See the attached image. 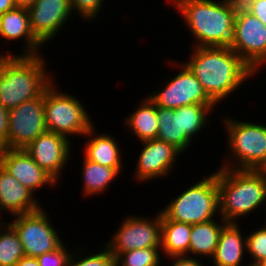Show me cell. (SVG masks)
Masks as SVG:
<instances>
[{
	"label": "cell",
	"instance_id": "1",
	"mask_svg": "<svg viewBox=\"0 0 266 266\" xmlns=\"http://www.w3.org/2000/svg\"><path fill=\"white\" fill-rule=\"evenodd\" d=\"M184 62L201 83L207 95L217 104L234 94L254 70L230 47H193Z\"/></svg>",
	"mask_w": 266,
	"mask_h": 266
},
{
	"label": "cell",
	"instance_id": "2",
	"mask_svg": "<svg viewBox=\"0 0 266 266\" xmlns=\"http://www.w3.org/2000/svg\"><path fill=\"white\" fill-rule=\"evenodd\" d=\"M45 64L42 54H6L0 62V104L11 110L39 97L54 81Z\"/></svg>",
	"mask_w": 266,
	"mask_h": 266
},
{
	"label": "cell",
	"instance_id": "3",
	"mask_svg": "<svg viewBox=\"0 0 266 266\" xmlns=\"http://www.w3.org/2000/svg\"><path fill=\"white\" fill-rule=\"evenodd\" d=\"M167 2H171V6L181 14L196 40L194 47L230 46L235 18L225 0H167Z\"/></svg>",
	"mask_w": 266,
	"mask_h": 266
},
{
	"label": "cell",
	"instance_id": "4",
	"mask_svg": "<svg viewBox=\"0 0 266 266\" xmlns=\"http://www.w3.org/2000/svg\"><path fill=\"white\" fill-rule=\"evenodd\" d=\"M217 185L220 218L227 223H236L266 204V181L257 170L219 168Z\"/></svg>",
	"mask_w": 266,
	"mask_h": 266
},
{
	"label": "cell",
	"instance_id": "5",
	"mask_svg": "<svg viewBox=\"0 0 266 266\" xmlns=\"http://www.w3.org/2000/svg\"><path fill=\"white\" fill-rule=\"evenodd\" d=\"M222 123L231 150L220 168L256 170L266 160V125L230 117Z\"/></svg>",
	"mask_w": 266,
	"mask_h": 266
},
{
	"label": "cell",
	"instance_id": "6",
	"mask_svg": "<svg viewBox=\"0 0 266 266\" xmlns=\"http://www.w3.org/2000/svg\"><path fill=\"white\" fill-rule=\"evenodd\" d=\"M160 212L169 220L198 224L211 221L219 213L217 171L191 185L170 200Z\"/></svg>",
	"mask_w": 266,
	"mask_h": 266
},
{
	"label": "cell",
	"instance_id": "7",
	"mask_svg": "<svg viewBox=\"0 0 266 266\" xmlns=\"http://www.w3.org/2000/svg\"><path fill=\"white\" fill-rule=\"evenodd\" d=\"M55 80L44 91V111L47 131L68 135L84 136L93 126L86 107L72 94L55 88Z\"/></svg>",
	"mask_w": 266,
	"mask_h": 266
},
{
	"label": "cell",
	"instance_id": "8",
	"mask_svg": "<svg viewBox=\"0 0 266 266\" xmlns=\"http://www.w3.org/2000/svg\"><path fill=\"white\" fill-rule=\"evenodd\" d=\"M13 216L9 223L18 234L25 256L38 257L59 248L64 242L42 210ZM16 218V219H15Z\"/></svg>",
	"mask_w": 266,
	"mask_h": 266
},
{
	"label": "cell",
	"instance_id": "9",
	"mask_svg": "<svg viewBox=\"0 0 266 266\" xmlns=\"http://www.w3.org/2000/svg\"><path fill=\"white\" fill-rule=\"evenodd\" d=\"M180 71L175 74L168 83L163 85L162 89L147 97L155 104L156 107L169 109H178L182 106L191 104L200 105H217L204 91L197 77L185 63H178ZM178 64V65H177Z\"/></svg>",
	"mask_w": 266,
	"mask_h": 266
},
{
	"label": "cell",
	"instance_id": "10",
	"mask_svg": "<svg viewBox=\"0 0 266 266\" xmlns=\"http://www.w3.org/2000/svg\"><path fill=\"white\" fill-rule=\"evenodd\" d=\"M125 218L111 240L104 243L115 257L130 250L161 247L160 211L150 220L140 215Z\"/></svg>",
	"mask_w": 266,
	"mask_h": 266
},
{
	"label": "cell",
	"instance_id": "11",
	"mask_svg": "<svg viewBox=\"0 0 266 266\" xmlns=\"http://www.w3.org/2000/svg\"><path fill=\"white\" fill-rule=\"evenodd\" d=\"M46 132L43 92L39 97L9 110V134L1 149H25Z\"/></svg>",
	"mask_w": 266,
	"mask_h": 266
},
{
	"label": "cell",
	"instance_id": "12",
	"mask_svg": "<svg viewBox=\"0 0 266 266\" xmlns=\"http://www.w3.org/2000/svg\"><path fill=\"white\" fill-rule=\"evenodd\" d=\"M229 47L258 74L266 65L265 24L251 13L235 18Z\"/></svg>",
	"mask_w": 266,
	"mask_h": 266
},
{
	"label": "cell",
	"instance_id": "13",
	"mask_svg": "<svg viewBox=\"0 0 266 266\" xmlns=\"http://www.w3.org/2000/svg\"><path fill=\"white\" fill-rule=\"evenodd\" d=\"M66 136L47 131L39 135L24 150L57 183L63 168L68 164L72 150Z\"/></svg>",
	"mask_w": 266,
	"mask_h": 266
},
{
	"label": "cell",
	"instance_id": "14",
	"mask_svg": "<svg viewBox=\"0 0 266 266\" xmlns=\"http://www.w3.org/2000/svg\"><path fill=\"white\" fill-rule=\"evenodd\" d=\"M142 150L135 168L136 181H151L158 177H166L172 171L178 155L182 153L172 144L158 139L142 141ZM138 179V180H137Z\"/></svg>",
	"mask_w": 266,
	"mask_h": 266
},
{
	"label": "cell",
	"instance_id": "15",
	"mask_svg": "<svg viewBox=\"0 0 266 266\" xmlns=\"http://www.w3.org/2000/svg\"><path fill=\"white\" fill-rule=\"evenodd\" d=\"M27 10L32 31L44 45L59 34L73 14L70 0H37Z\"/></svg>",
	"mask_w": 266,
	"mask_h": 266
},
{
	"label": "cell",
	"instance_id": "16",
	"mask_svg": "<svg viewBox=\"0 0 266 266\" xmlns=\"http://www.w3.org/2000/svg\"><path fill=\"white\" fill-rule=\"evenodd\" d=\"M0 165L34 195L39 188L58 184L24 149H0Z\"/></svg>",
	"mask_w": 266,
	"mask_h": 266
},
{
	"label": "cell",
	"instance_id": "17",
	"mask_svg": "<svg viewBox=\"0 0 266 266\" xmlns=\"http://www.w3.org/2000/svg\"><path fill=\"white\" fill-rule=\"evenodd\" d=\"M40 202L34 194L0 165V212L11 216L38 211Z\"/></svg>",
	"mask_w": 266,
	"mask_h": 266
},
{
	"label": "cell",
	"instance_id": "18",
	"mask_svg": "<svg viewBox=\"0 0 266 266\" xmlns=\"http://www.w3.org/2000/svg\"><path fill=\"white\" fill-rule=\"evenodd\" d=\"M1 38L8 41H25L24 53L21 55H37L42 49L43 43L34 35L29 13L26 8L15 7L0 15V40ZM40 48V49H39Z\"/></svg>",
	"mask_w": 266,
	"mask_h": 266
},
{
	"label": "cell",
	"instance_id": "19",
	"mask_svg": "<svg viewBox=\"0 0 266 266\" xmlns=\"http://www.w3.org/2000/svg\"><path fill=\"white\" fill-rule=\"evenodd\" d=\"M242 235L238 221L227 223L219 236V241L211 258L214 266H242L245 256L246 236Z\"/></svg>",
	"mask_w": 266,
	"mask_h": 266
},
{
	"label": "cell",
	"instance_id": "20",
	"mask_svg": "<svg viewBox=\"0 0 266 266\" xmlns=\"http://www.w3.org/2000/svg\"><path fill=\"white\" fill-rule=\"evenodd\" d=\"M94 127L92 126L84 135V138L86 137L85 146L83 147L84 157L103 166L112 168H122L123 166L124 168L118 142L112 135L105 133L95 135L96 129Z\"/></svg>",
	"mask_w": 266,
	"mask_h": 266
},
{
	"label": "cell",
	"instance_id": "21",
	"mask_svg": "<svg viewBox=\"0 0 266 266\" xmlns=\"http://www.w3.org/2000/svg\"><path fill=\"white\" fill-rule=\"evenodd\" d=\"M192 224L167 219L161 213V250L167 258L188 256Z\"/></svg>",
	"mask_w": 266,
	"mask_h": 266
},
{
	"label": "cell",
	"instance_id": "22",
	"mask_svg": "<svg viewBox=\"0 0 266 266\" xmlns=\"http://www.w3.org/2000/svg\"><path fill=\"white\" fill-rule=\"evenodd\" d=\"M219 221L221 222L218 223L213 219L203 223L192 224L189 257H213L222 228L227 224L222 218ZM191 254L193 256H190Z\"/></svg>",
	"mask_w": 266,
	"mask_h": 266
},
{
	"label": "cell",
	"instance_id": "23",
	"mask_svg": "<svg viewBox=\"0 0 266 266\" xmlns=\"http://www.w3.org/2000/svg\"><path fill=\"white\" fill-rule=\"evenodd\" d=\"M142 101L141 104L139 103L140 106L124 119V126L128 125L127 128L131 129L129 132L132 131L140 142L157 139L159 130L157 107L148 97L143 98Z\"/></svg>",
	"mask_w": 266,
	"mask_h": 266
},
{
	"label": "cell",
	"instance_id": "24",
	"mask_svg": "<svg viewBox=\"0 0 266 266\" xmlns=\"http://www.w3.org/2000/svg\"><path fill=\"white\" fill-rule=\"evenodd\" d=\"M82 163L83 195L92 196L104 193L110 183L122 172V168H112L94 163L85 157Z\"/></svg>",
	"mask_w": 266,
	"mask_h": 266
},
{
	"label": "cell",
	"instance_id": "25",
	"mask_svg": "<svg viewBox=\"0 0 266 266\" xmlns=\"http://www.w3.org/2000/svg\"><path fill=\"white\" fill-rule=\"evenodd\" d=\"M159 130L157 139L172 144L183 153L190 147L191 140L181 132L180 114L178 109L157 107Z\"/></svg>",
	"mask_w": 266,
	"mask_h": 266
},
{
	"label": "cell",
	"instance_id": "26",
	"mask_svg": "<svg viewBox=\"0 0 266 266\" xmlns=\"http://www.w3.org/2000/svg\"><path fill=\"white\" fill-rule=\"evenodd\" d=\"M216 105L191 104L179 108L181 132L192 141L208 125L209 116ZM211 112V113H210ZM208 116V117H207ZM208 118V119H207Z\"/></svg>",
	"mask_w": 266,
	"mask_h": 266
},
{
	"label": "cell",
	"instance_id": "27",
	"mask_svg": "<svg viewBox=\"0 0 266 266\" xmlns=\"http://www.w3.org/2000/svg\"><path fill=\"white\" fill-rule=\"evenodd\" d=\"M25 256L15 229L4 222L0 227V266H15Z\"/></svg>",
	"mask_w": 266,
	"mask_h": 266
},
{
	"label": "cell",
	"instance_id": "28",
	"mask_svg": "<svg viewBox=\"0 0 266 266\" xmlns=\"http://www.w3.org/2000/svg\"><path fill=\"white\" fill-rule=\"evenodd\" d=\"M161 247L135 249L120 253L116 257V266H160Z\"/></svg>",
	"mask_w": 266,
	"mask_h": 266
},
{
	"label": "cell",
	"instance_id": "29",
	"mask_svg": "<svg viewBox=\"0 0 266 266\" xmlns=\"http://www.w3.org/2000/svg\"><path fill=\"white\" fill-rule=\"evenodd\" d=\"M246 249L253 260L249 265H258L266 258V225L246 235Z\"/></svg>",
	"mask_w": 266,
	"mask_h": 266
},
{
	"label": "cell",
	"instance_id": "30",
	"mask_svg": "<svg viewBox=\"0 0 266 266\" xmlns=\"http://www.w3.org/2000/svg\"><path fill=\"white\" fill-rule=\"evenodd\" d=\"M101 252L95 254H90L83 258H80L78 250L72 252L70 257L69 266H116V257L108 250V248L103 245ZM77 257V258H76ZM79 258V259H78ZM76 259V260H75Z\"/></svg>",
	"mask_w": 266,
	"mask_h": 266
},
{
	"label": "cell",
	"instance_id": "31",
	"mask_svg": "<svg viewBox=\"0 0 266 266\" xmlns=\"http://www.w3.org/2000/svg\"><path fill=\"white\" fill-rule=\"evenodd\" d=\"M105 0H70L72 12L79 14L82 20H93L99 14Z\"/></svg>",
	"mask_w": 266,
	"mask_h": 266
},
{
	"label": "cell",
	"instance_id": "32",
	"mask_svg": "<svg viewBox=\"0 0 266 266\" xmlns=\"http://www.w3.org/2000/svg\"><path fill=\"white\" fill-rule=\"evenodd\" d=\"M67 250L68 248L62 244L56 250L46 252L36 258L40 266H69L72 253Z\"/></svg>",
	"mask_w": 266,
	"mask_h": 266
},
{
	"label": "cell",
	"instance_id": "33",
	"mask_svg": "<svg viewBox=\"0 0 266 266\" xmlns=\"http://www.w3.org/2000/svg\"><path fill=\"white\" fill-rule=\"evenodd\" d=\"M255 0H225L234 18L250 14Z\"/></svg>",
	"mask_w": 266,
	"mask_h": 266
},
{
	"label": "cell",
	"instance_id": "34",
	"mask_svg": "<svg viewBox=\"0 0 266 266\" xmlns=\"http://www.w3.org/2000/svg\"><path fill=\"white\" fill-rule=\"evenodd\" d=\"M9 134V110L0 104V149L7 143Z\"/></svg>",
	"mask_w": 266,
	"mask_h": 266
},
{
	"label": "cell",
	"instance_id": "35",
	"mask_svg": "<svg viewBox=\"0 0 266 266\" xmlns=\"http://www.w3.org/2000/svg\"><path fill=\"white\" fill-rule=\"evenodd\" d=\"M169 258L174 260L171 266H203L199 258L188 256H172Z\"/></svg>",
	"mask_w": 266,
	"mask_h": 266
},
{
	"label": "cell",
	"instance_id": "36",
	"mask_svg": "<svg viewBox=\"0 0 266 266\" xmlns=\"http://www.w3.org/2000/svg\"><path fill=\"white\" fill-rule=\"evenodd\" d=\"M251 14L260 19L266 26V0H255Z\"/></svg>",
	"mask_w": 266,
	"mask_h": 266
},
{
	"label": "cell",
	"instance_id": "37",
	"mask_svg": "<svg viewBox=\"0 0 266 266\" xmlns=\"http://www.w3.org/2000/svg\"><path fill=\"white\" fill-rule=\"evenodd\" d=\"M15 266H40L36 257L23 256Z\"/></svg>",
	"mask_w": 266,
	"mask_h": 266
},
{
	"label": "cell",
	"instance_id": "38",
	"mask_svg": "<svg viewBox=\"0 0 266 266\" xmlns=\"http://www.w3.org/2000/svg\"><path fill=\"white\" fill-rule=\"evenodd\" d=\"M16 7L14 0H0V15Z\"/></svg>",
	"mask_w": 266,
	"mask_h": 266
},
{
	"label": "cell",
	"instance_id": "39",
	"mask_svg": "<svg viewBox=\"0 0 266 266\" xmlns=\"http://www.w3.org/2000/svg\"><path fill=\"white\" fill-rule=\"evenodd\" d=\"M16 7L26 8L33 6L37 0H14Z\"/></svg>",
	"mask_w": 266,
	"mask_h": 266
},
{
	"label": "cell",
	"instance_id": "40",
	"mask_svg": "<svg viewBox=\"0 0 266 266\" xmlns=\"http://www.w3.org/2000/svg\"><path fill=\"white\" fill-rule=\"evenodd\" d=\"M266 181V160L256 169Z\"/></svg>",
	"mask_w": 266,
	"mask_h": 266
},
{
	"label": "cell",
	"instance_id": "41",
	"mask_svg": "<svg viewBox=\"0 0 266 266\" xmlns=\"http://www.w3.org/2000/svg\"><path fill=\"white\" fill-rule=\"evenodd\" d=\"M258 266H266V258L264 260H262Z\"/></svg>",
	"mask_w": 266,
	"mask_h": 266
},
{
	"label": "cell",
	"instance_id": "42",
	"mask_svg": "<svg viewBox=\"0 0 266 266\" xmlns=\"http://www.w3.org/2000/svg\"><path fill=\"white\" fill-rule=\"evenodd\" d=\"M6 54H8V52H6V53L4 52V54H3L2 52L0 53V62H1L2 58H3Z\"/></svg>",
	"mask_w": 266,
	"mask_h": 266
}]
</instances>
